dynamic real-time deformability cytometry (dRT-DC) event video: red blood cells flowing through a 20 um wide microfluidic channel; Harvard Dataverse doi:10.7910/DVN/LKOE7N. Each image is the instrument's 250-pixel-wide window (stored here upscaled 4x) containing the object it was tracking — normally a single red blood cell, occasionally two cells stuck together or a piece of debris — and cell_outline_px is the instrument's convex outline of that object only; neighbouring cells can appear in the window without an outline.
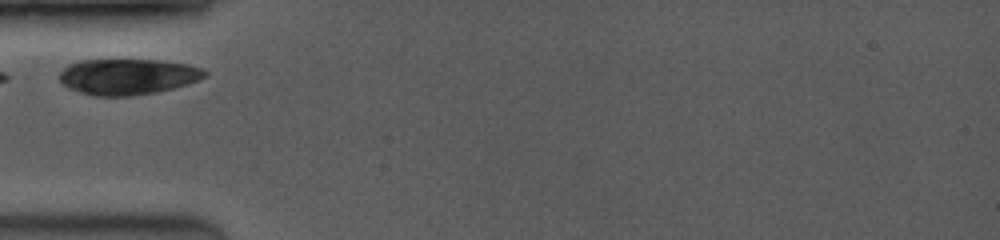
{"species": "common noctule bat (a hibernating species)", "species_latin": "Nyctalus noctula", "temperature_condition": "room temperature", "stored_images_in_passage": 2, "camera_frame_rate_fps": 3500, "um_per_image_px": 0.085, "animal": {"sex": "female", "body_mass_g": 19.0, "forearm_length_mm": 53.3}, "frame": {"image": 1, "passage_image": 1, "time_ms": 0.0, "image_size_px": [1000, 240], "cell_outline_px": [[208, 72], [204, 76], [196, 80], [172, 88], [156, 92], [132, 96], [96, 96], [80, 92], [68, 88], [60, 80], [60, 72], [68, 64], [80, 60], [160, 60], [188, 64], [200, 68]], "centroid_in_image_um": [10.82, 6.51], "position_along_channel_um": 74.2, "area_um2": 30.11}}
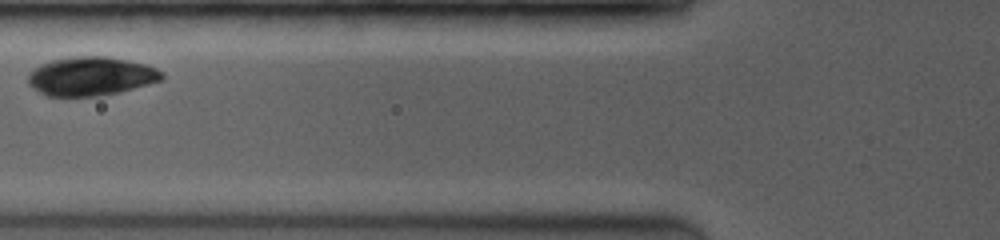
{"frame": {"image": 2, "passage_image": 2, "time_ms": 1.143, "image_size_px": [1000, 240], "cell_outline_px": [[164, 80], [120, 92], [100, 96], [48, 96], [32, 88], [28, 84], [28, 76], [40, 64], [52, 60], [68, 56], [108, 56], [128, 60], [144, 64], [156, 68], [164, 72]], "centroid_in_image_um": [7.76, 6.48], "position_along_channel_um": 118.0, "area_um2": 30.46}}